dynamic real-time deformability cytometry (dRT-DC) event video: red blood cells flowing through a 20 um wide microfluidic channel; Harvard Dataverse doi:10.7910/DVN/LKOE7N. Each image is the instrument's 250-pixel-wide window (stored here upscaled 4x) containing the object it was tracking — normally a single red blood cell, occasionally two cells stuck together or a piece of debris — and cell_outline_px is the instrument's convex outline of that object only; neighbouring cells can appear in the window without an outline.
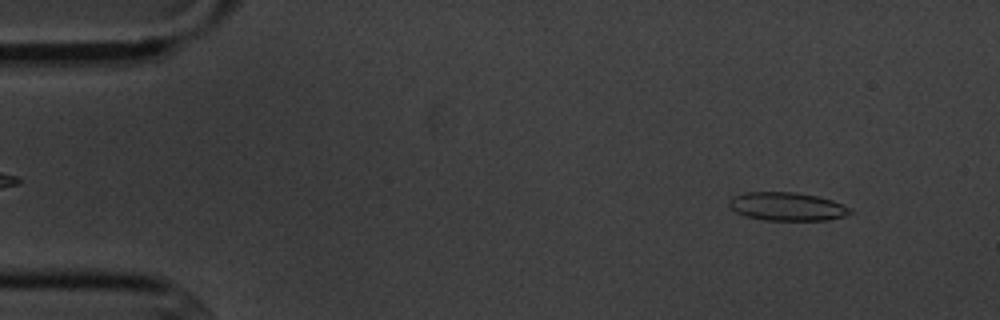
{"species": "common noctule bat (a hibernating species)", "species_latin": "Nyctalus noctula", "temperature_condition": "cold", "stored_images_in_passage": 5, "camera_frame_rate_fps": 3000, "um_per_image_px": 0.085, "animal": {"sex": "male", "body_mass_g": 20.1, "forearm_length_mm": 53.5}, "frame": {"image": 1, "passage_image": 5, "time_ms": 5.667, "image_size_px": [1000, 320], "cell_outline_px": [[852, 212], [844, 216], [828, 220], [764, 220], [744, 216], [736, 212], [728, 204], [728, 200], [732, 196], [744, 192], [796, 192], [816, 196], [832, 200], [852, 208]], "centroid_in_image_um": [66.88, 17.55], "position_along_channel_um": 18.1, "area_um2": 20.11}}